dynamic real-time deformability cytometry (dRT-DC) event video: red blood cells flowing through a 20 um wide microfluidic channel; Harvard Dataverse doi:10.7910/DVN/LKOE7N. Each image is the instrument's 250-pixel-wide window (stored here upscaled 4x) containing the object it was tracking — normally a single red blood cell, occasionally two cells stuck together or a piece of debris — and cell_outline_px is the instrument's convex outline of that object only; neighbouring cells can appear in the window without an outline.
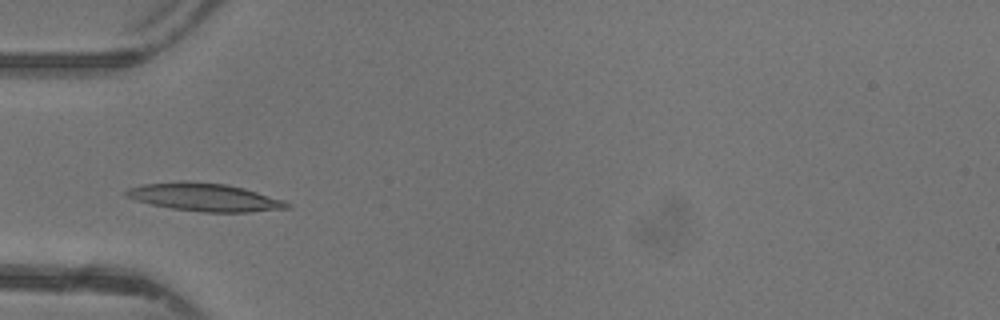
{"species": "common noctule bat (a hibernating species)", "species_latin": "Nyctalus noctula", "temperature_condition": "warm", "stored_images_in_passage": 42, "camera_frame_rate_fps": 3000, "um_per_image_px": 0.085, "animal": {"sex": "female"}, "frame": {"image": 1, "passage_image": 10, "time_ms": 3.0, "image_size_px": [1000, 320], "cell_outline_px": [[292, 208], [248, 212], [200, 212], [172, 208], [152, 204], [136, 200], [124, 196], [124, 192], [128, 188], [140, 184], [180, 180], [188, 180], [224, 184], [244, 188], [284, 200], [292, 204]], "centroid_in_image_um": [17.38, 16.75], "position_along_channel_um": 67.6, "area_um2": 26.47}}
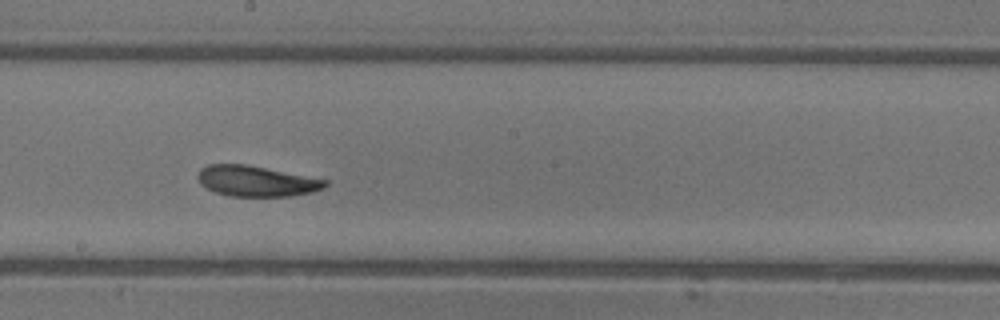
{"frame": {"image": 2, "passage_image": 21, "time_ms": 6.667, "image_size_px": [1000, 320], "cell_outline_px": [[328, 184], [324, 188], [312, 192], [288, 196], [228, 196], [216, 192], [200, 184], [196, 176], [200, 168], [208, 164], [244, 164], [328, 180]], "centroid_in_image_um": [21.75, 15.39], "position_along_channel_um": 226.4, "area_um2": 22.6}}
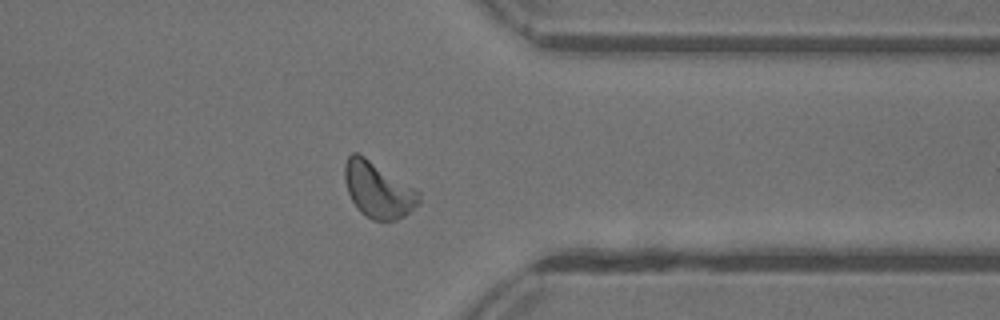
{"frame": {"image": 3, "passage_image": 32, "time_ms": 10.333, "image_size_px": [1000, 320], "cell_outline_px": [[420, 204], [404, 216], [396, 220], [384, 224], [372, 220], [360, 212], [356, 208], [348, 192], [344, 180], [344, 164], [348, 156], [352, 152], [360, 152], [416, 188], [420, 192]], "centroid_in_image_um": [32.15, 16.14], "position_along_channel_um": 379.3, "area_um2": 24.97}, "authors_computed_cell_mechanics": {"area_um2": 23.409, "velocity_mm_per_s": 4.3345, "shape_relaxation_time_tau1_ms": 3.809, "shape_relaxation_time_tau2_ms": 1.6856, "deformation_change_tau1": 0.1363, "deformation_change_tau2": 0.074}}